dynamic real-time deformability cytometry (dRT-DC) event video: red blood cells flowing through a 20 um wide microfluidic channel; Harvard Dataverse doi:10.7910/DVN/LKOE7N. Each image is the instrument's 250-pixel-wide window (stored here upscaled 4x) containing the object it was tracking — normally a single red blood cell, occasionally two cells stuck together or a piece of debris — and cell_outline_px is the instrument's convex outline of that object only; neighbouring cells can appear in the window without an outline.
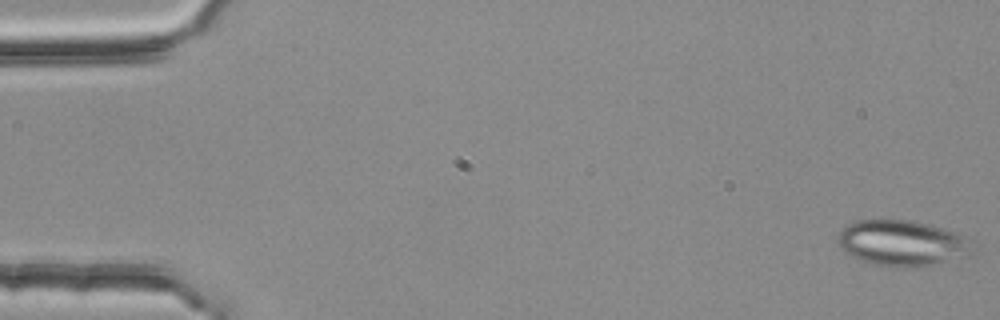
{"species": "common noctule bat (a hibernating species)", "species_latin": "Nyctalus noctula", "temperature_condition": "room temperature", "stored_images_in_passage": 5, "camera_frame_rate_fps": 3000, "um_per_image_px": 0.085, "animal": {"sex": "female", "body_mass_g": 25.1}, "frame": {"image": 1, "passage_image": 1, "time_ms": 0.0, "image_size_px": [1000, 320], "cell_outline_px": [[972, 252], [968, 256], [928, 264], [876, 264], [860, 260], [844, 252], [840, 248], [836, 240], [840, 232], [848, 224], [856, 220], [880, 216], [912, 220], [928, 224], [964, 236], [968, 240]], "centroid_in_image_um": [76.57, 20.56], "position_along_channel_um": 8.4, "area_um2": 35.32}}